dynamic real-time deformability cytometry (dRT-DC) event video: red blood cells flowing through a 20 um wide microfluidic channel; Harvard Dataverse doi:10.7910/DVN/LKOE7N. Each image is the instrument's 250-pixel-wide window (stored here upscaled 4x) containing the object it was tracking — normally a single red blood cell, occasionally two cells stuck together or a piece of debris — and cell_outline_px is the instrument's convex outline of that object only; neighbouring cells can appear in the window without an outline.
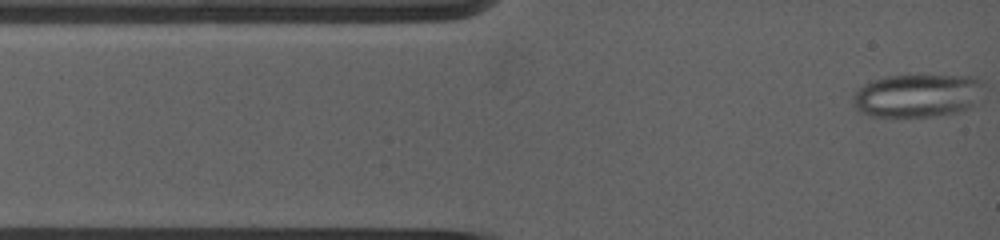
{"species": "common noctule bat (a hibernating species)", "species_latin": "Nyctalus noctula", "temperature_condition": "warm", "stored_images_in_passage": 17, "camera_frame_rate_fps": 5000, "um_per_image_px": 0.085, "animal": {"sex": "female", "body_mass_g": 19.0, "forearm_length_mm": 53.3}, "frame": {"image": 1, "passage_image": 1, "time_ms": 0.0, "image_size_px": [1000, 240], "cell_outline_px": [[976, 80], [972, 108], [960, 112], [928, 116], [872, 116], [860, 112], [856, 108], [856, 92], [868, 84], [880, 80], [900, 76], [932, 76]], "centroid_in_image_um": [77.86, 8.19], "position_along_channel_um": 7.1, "area_um2": 30.23}}
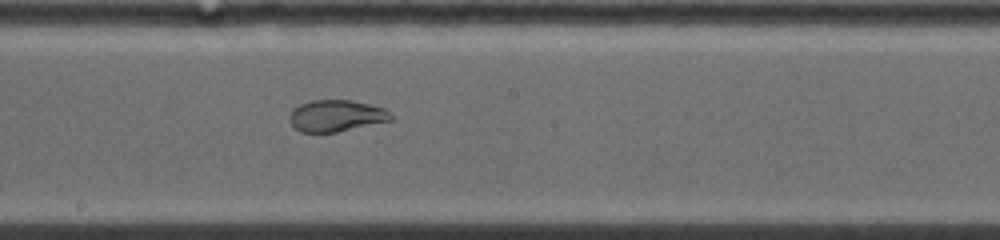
{"frame": {"image": 2, "passage_image": 17, "time_ms": 6.6, "image_size_px": [1000, 240], "cell_outline_px": [[392, 120], [336, 132], [300, 132], [292, 124], [288, 116], [300, 104], [312, 100], [352, 100], [384, 108], [392, 116]], "centroid_in_image_um": [28.57, 9.84], "position_along_channel_um": 219.6, "area_um2": 18.38}}